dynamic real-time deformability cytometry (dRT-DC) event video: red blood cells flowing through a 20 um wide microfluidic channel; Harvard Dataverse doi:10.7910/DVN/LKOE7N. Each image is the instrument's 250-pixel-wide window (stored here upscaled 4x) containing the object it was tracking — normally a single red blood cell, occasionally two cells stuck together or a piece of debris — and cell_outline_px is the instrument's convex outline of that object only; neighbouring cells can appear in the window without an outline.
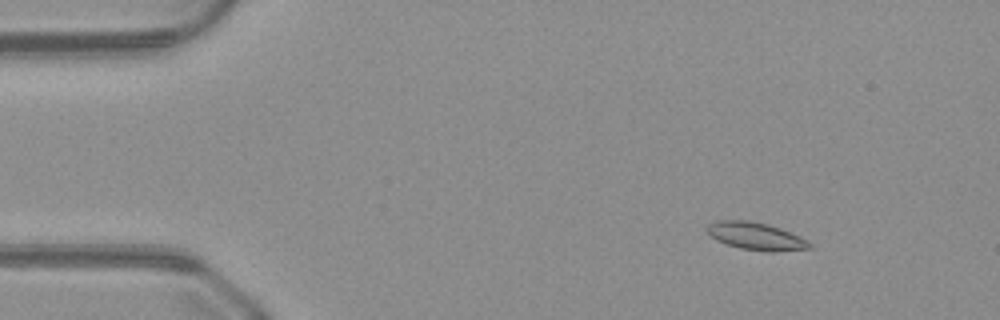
{"species": "common noctule bat (a hibernating species)", "species_latin": "Nyctalus noctula", "temperature_condition": "warm", "stored_images_in_passage": 15, "camera_frame_rate_fps": 3000, "um_per_image_px": 0.085, "animal": {"sex": "male", "body_mass_g": 23.1, "forearm_length_mm": 52.7}, "frame": {"image": 1, "passage_image": 7, "time_ms": 2.0, "image_size_px": [1000, 320], "cell_outline_px": [[812, 248], [776, 252], [768, 252], [740, 248], [716, 240], [708, 236], [708, 224], [716, 220], [748, 220], [768, 224], [780, 228], [800, 236], [808, 240], [812, 244]], "centroid_in_image_um": [64.27, 20.08], "position_along_channel_um": 20.7, "area_um2": 16.59}}